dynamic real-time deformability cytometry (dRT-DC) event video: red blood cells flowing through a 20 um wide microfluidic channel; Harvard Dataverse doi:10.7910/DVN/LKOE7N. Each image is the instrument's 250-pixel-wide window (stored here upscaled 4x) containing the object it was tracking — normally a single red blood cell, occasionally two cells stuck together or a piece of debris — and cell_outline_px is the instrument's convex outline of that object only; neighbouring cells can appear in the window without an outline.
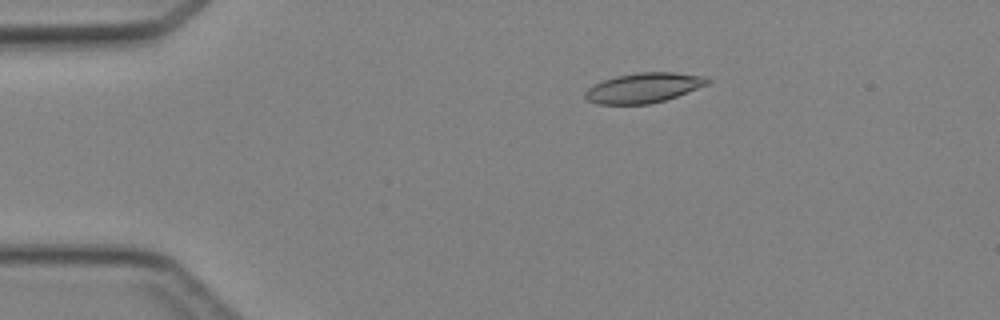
{"species": "Egyptian fruit bat (a non-hibernating species)", "species_latin": "Rousettus aegyptiacus", "temperature_condition": "cold", "stored_images_in_passage": 46, "camera_frame_rate_fps": 3000, "um_per_image_px": 0.085, "animal": {"sex": "female"}, "frame": {"image": 1, "passage_image": 9, "time_ms": 2.667, "image_size_px": [1000, 320], "cell_outline_px": [[712, 80], [708, 84], [676, 96], [664, 100], [648, 104], [596, 104], [588, 100], [584, 96], [584, 92], [588, 88], [604, 80], [616, 76], [636, 72], [672, 72], [704, 76]], "centroid_in_image_um": [54.7, 7.46], "position_along_channel_um": 30.3, "area_um2": 21.15}}
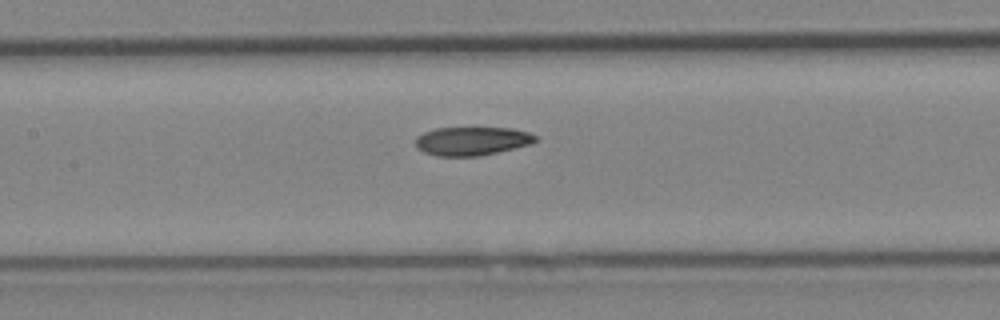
{"frame": {"image": 2, "passage_image": 22, "time_ms": 7.0, "image_size_px": [1000, 320], "cell_outline_px": [[540, 140], [532, 144], [480, 156], [436, 156], [424, 152], [416, 148], [416, 136], [424, 132], [436, 128], [512, 128], [528, 132], [536, 136]], "centroid_in_image_um": [40.13, 11.99], "position_along_channel_um": 167.3, "area_um2": 20.11}}
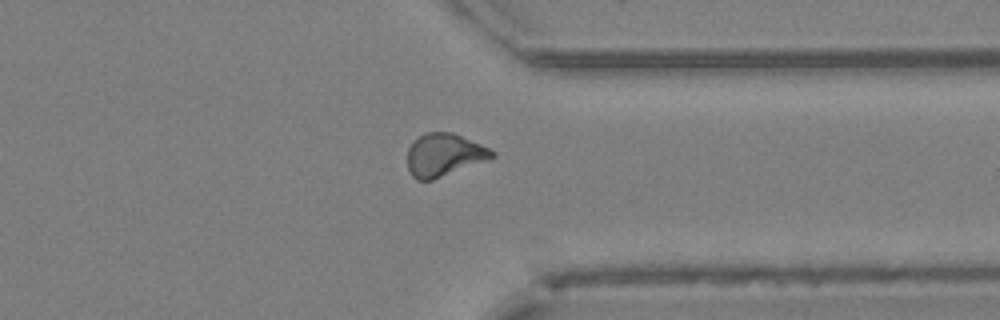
{"frame": {"image": 3, "passage_image": 36, "time_ms": 11.667, "image_size_px": [1000, 320], "cell_outline_px": [[496, 156], [432, 180], [416, 180], [412, 176], [408, 168], [408, 148], [424, 132], [452, 132], [480, 144], [496, 152]], "centroid_in_image_um": [37.73, 13.16], "position_along_channel_um": 373.7, "area_um2": 20.69}}